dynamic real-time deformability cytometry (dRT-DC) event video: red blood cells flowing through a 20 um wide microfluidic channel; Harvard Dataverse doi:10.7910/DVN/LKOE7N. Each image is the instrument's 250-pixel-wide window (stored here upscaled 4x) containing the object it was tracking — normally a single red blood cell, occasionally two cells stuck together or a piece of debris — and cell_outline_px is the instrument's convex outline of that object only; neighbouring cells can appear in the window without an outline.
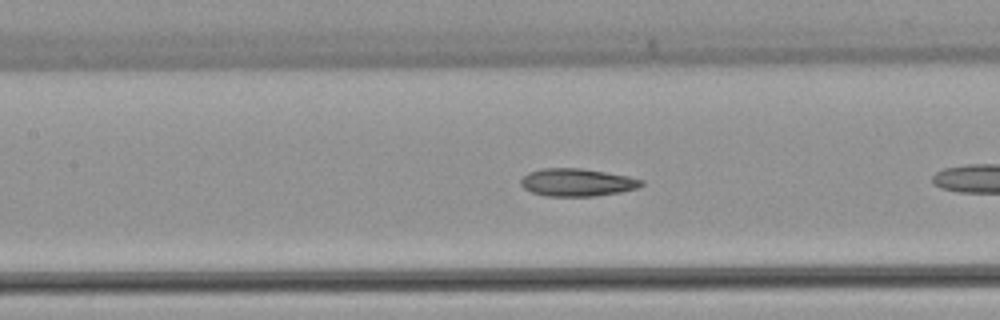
{"species": "common noctule bat (a hibernating species)", "species_latin": "Nyctalus noctula", "temperature_condition": "warm", "stored_images_in_passage": 8, "camera_frame_rate_fps": 3000, "um_per_image_px": 0.085, "animal": {"sex": "female", "body_mass_g": 22.7, "forearm_length_mm": 54.2}, "frame": {"image": 1, "passage_image": 7, "time_ms": 2.0, "image_size_px": [1000, 320], "cell_outline_px": [[644, 184], [636, 188], [620, 192], [592, 196], [544, 196], [532, 192], [524, 188], [520, 184], [520, 180], [528, 172], [540, 168], [580, 168], [628, 176], [644, 180]], "centroid_in_image_um": [49.02, 15.5], "position_along_channel_um": 158.4, "area_um2": 19.42}}